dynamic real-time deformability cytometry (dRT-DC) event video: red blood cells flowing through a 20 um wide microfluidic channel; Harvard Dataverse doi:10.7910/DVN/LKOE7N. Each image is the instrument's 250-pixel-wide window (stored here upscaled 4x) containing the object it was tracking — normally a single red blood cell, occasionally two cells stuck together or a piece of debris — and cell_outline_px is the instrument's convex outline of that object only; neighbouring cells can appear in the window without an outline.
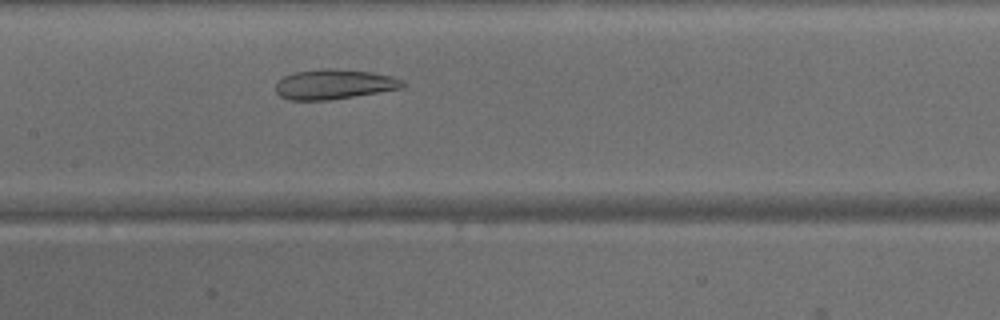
{"species": "common noctule bat (a hibernating species)", "species_latin": "Nyctalus noctula", "temperature_condition": "warm", "stored_images_in_passage": 38, "camera_frame_rate_fps": 3000, "um_per_image_px": 0.085, "animal": {"sex": "male", "body_mass_g": 15.6}, "frame": {"image": 1, "passage_image": 14, "time_ms": 4.333, "image_size_px": [1000, 320], "cell_outline_px": [[404, 88], [332, 100], [288, 100], [280, 96], [276, 92], [276, 84], [284, 76], [296, 72], [328, 68], [332, 68], [372, 72], [392, 76], [400, 80], [404, 84]], "centroid_in_image_um": [28.4, 7.17], "position_along_channel_um": 179.0, "area_um2": 22.08}}
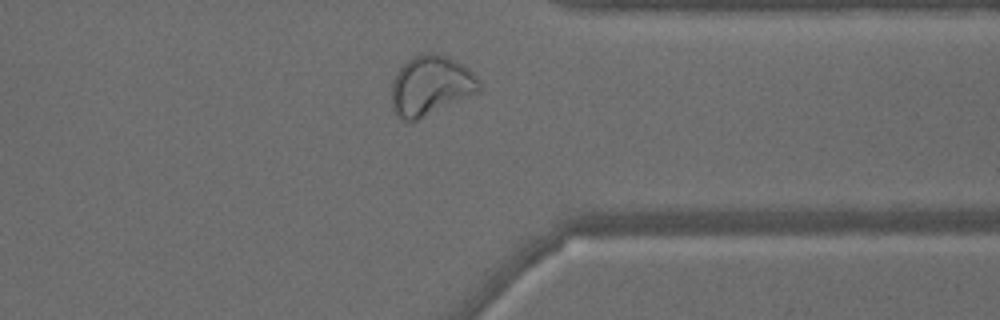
{"frame": {"image": 2, "passage_image": 28, "time_ms": 9.0, "image_size_px": [1000, 320], "cell_outline_px": [[480, 92], [416, 120], [404, 120], [396, 116], [392, 108], [392, 80], [396, 72], [412, 56], [424, 52], [432, 52], [444, 56], [468, 68], [480, 80]], "centroid_in_image_um": [36.59, 7.27], "position_along_channel_um": 374.8, "area_um2": 30.35}}
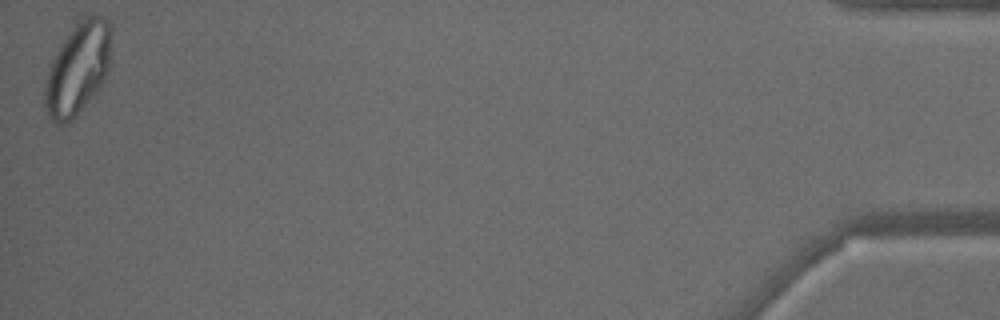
{"frame": {"image": 3, "passage_image": 38, "time_ms": 12.333, "image_size_px": [1000, 320], "cell_outline_px": [[108, 72], [100, 88], [68, 120], [60, 124], [56, 124], [48, 116], [44, 108], [44, 80], [52, 56], [56, 48], [76, 24], [84, 16], [96, 12], [104, 16], [108, 20]], "centroid_in_image_um": [6.54, 5.79], "position_along_channel_um": 428.7, "area_um2": 35.14}}